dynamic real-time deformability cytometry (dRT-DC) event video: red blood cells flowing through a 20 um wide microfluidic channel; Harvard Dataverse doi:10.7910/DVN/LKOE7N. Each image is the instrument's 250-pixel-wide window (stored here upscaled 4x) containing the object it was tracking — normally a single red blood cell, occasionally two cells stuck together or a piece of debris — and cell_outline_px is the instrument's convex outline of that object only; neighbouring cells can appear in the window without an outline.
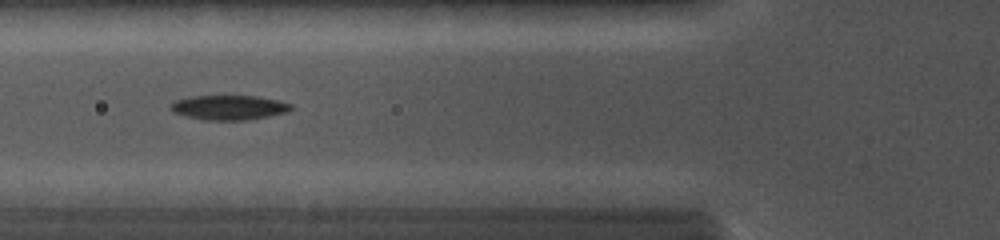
{"species": "common noctule bat (a hibernating species)", "species_latin": "Nyctalus noctula", "temperature_condition": "cold", "stored_images_in_passage": 14, "camera_frame_rate_fps": 5000, "um_per_image_px": 0.085, "animal": {"sex": "female", "body_mass_g": 19.0, "forearm_length_mm": 56.7}, "frame": {"image": 1, "passage_image": 12, "time_ms": 5.0, "image_size_px": [1000, 240], "cell_outline_px": [[292, 108], [288, 112], [268, 116], [244, 120], [204, 120], [184, 116], [172, 112], [168, 108], [172, 100], [188, 96], [260, 96], [280, 100], [292, 104]], "centroid_in_image_um": [19.4, 9.13], "position_along_channel_um": 106.4, "area_um2": 17.63}}